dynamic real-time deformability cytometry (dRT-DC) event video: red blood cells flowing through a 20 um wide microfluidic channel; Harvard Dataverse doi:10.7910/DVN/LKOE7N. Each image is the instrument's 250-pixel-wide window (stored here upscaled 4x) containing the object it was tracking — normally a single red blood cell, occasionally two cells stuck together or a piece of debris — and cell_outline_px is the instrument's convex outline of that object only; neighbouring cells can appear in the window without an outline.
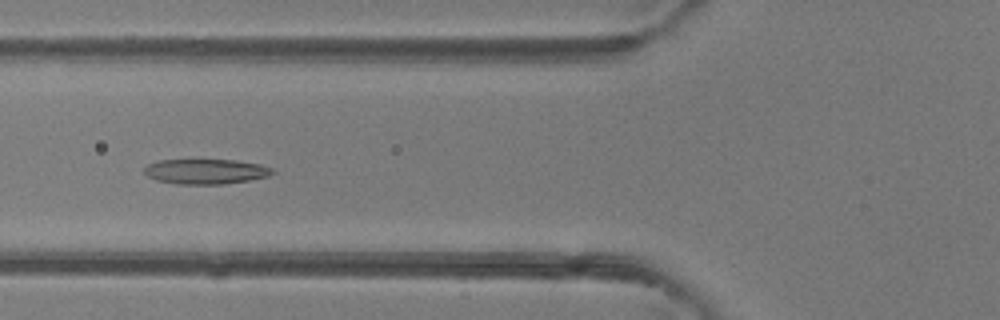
{"species": "common noctule bat (a hibernating species)", "species_latin": "Nyctalus noctula", "temperature_condition": "room temperature", "stored_images_in_passage": 48, "camera_frame_rate_fps": 3000, "um_per_image_px": 0.085, "animal": {"sex": "female"}, "frame": {"image": 1, "passage_image": 18, "time_ms": 5.667, "image_size_px": [1000, 320], "cell_outline_px": [[276, 172], [268, 176], [248, 180], [224, 184], [176, 184], [156, 180], [148, 176], [144, 172], [144, 168], [148, 164], [160, 160], [236, 160], [260, 164], [272, 168]], "centroid_in_image_um": [17.5, 14.58], "position_along_channel_um": 108.3, "area_um2": 18.67}}
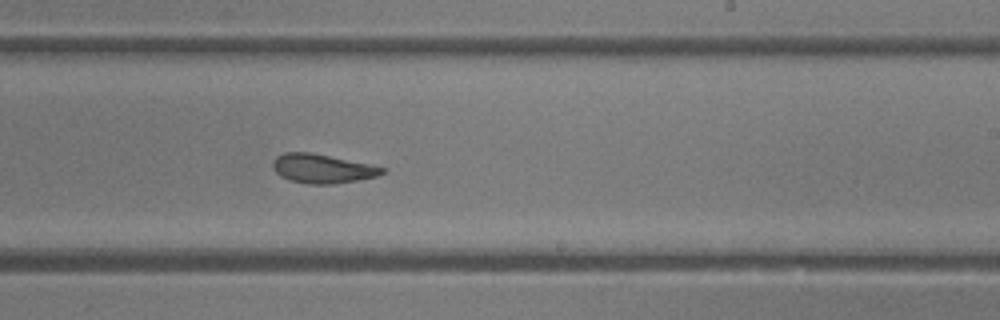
{"frame": {"image": 2, "passage_image": 29, "time_ms": 9.333, "image_size_px": [1000, 320], "cell_outline_px": [[388, 172], [376, 176], [356, 180], [332, 184], [308, 184], [288, 180], [280, 176], [272, 168], [272, 160], [276, 156], [284, 152], [312, 152], [368, 164], [384, 168]], "centroid_in_image_um": [27.34, 14.33], "position_along_channel_um": 261.7, "area_um2": 18.55}}
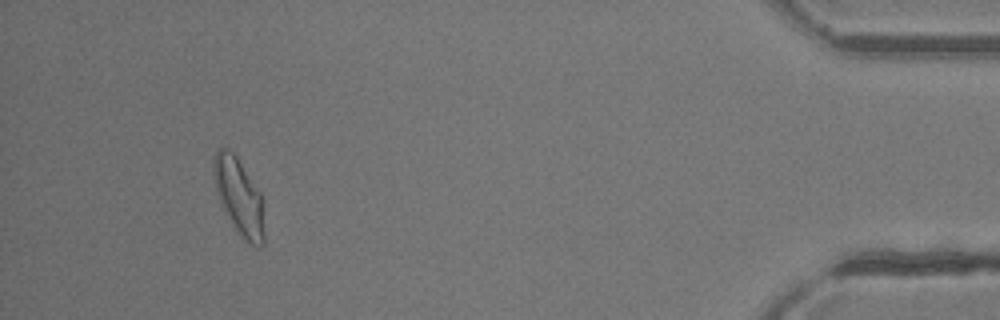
{"frame": {"image": 3, "passage_image": 45, "time_ms": 14.667, "image_size_px": [1000, 320], "cell_outline_px": [[264, 244], [252, 244], [244, 240], [224, 212], [216, 188], [212, 168], [212, 160], [216, 152], [220, 148], [228, 148], [236, 156], [264, 196]], "centroid_in_image_um": [20.34, 16.69], "position_along_channel_um": 414.9, "area_um2": 22.72}, "authors_computed_cell_mechanics": {"area_um2": 19.941, "velocity_mm_per_s": 4.1748, "shape_relaxation_time_tau1_ms": 3.8036, "shape_relaxation_time_tau2_ms": 2.5308, "deformation_change_tau1": 0.1391, "deformation_change_tau2": 0.1038}}